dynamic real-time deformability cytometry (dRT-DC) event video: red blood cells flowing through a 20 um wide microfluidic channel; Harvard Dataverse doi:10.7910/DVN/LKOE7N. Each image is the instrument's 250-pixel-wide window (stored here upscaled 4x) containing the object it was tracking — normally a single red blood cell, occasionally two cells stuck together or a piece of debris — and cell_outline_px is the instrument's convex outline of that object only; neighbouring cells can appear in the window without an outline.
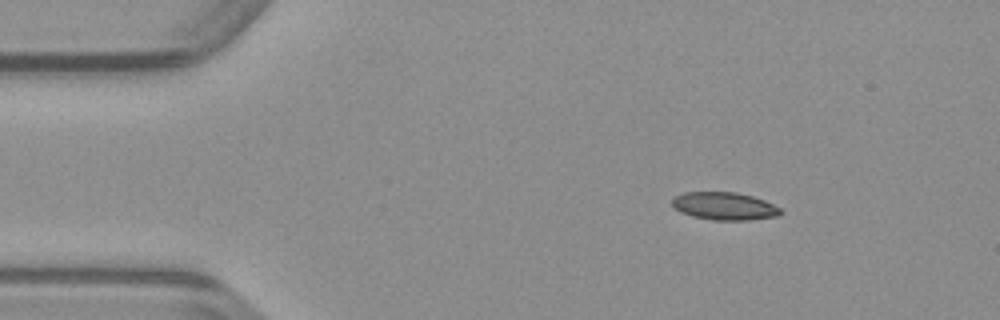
{"species": "common noctule bat (a hibernating species)", "species_latin": "Nyctalus noctula", "temperature_condition": "warm", "stored_images_in_passage": 43, "camera_frame_rate_fps": 3000, "um_per_image_px": 0.085, "animal": {"sex": "male", "body_mass_g": 23.1, "forearm_length_mm": 52.7}, "frame": {"image": 1, "passage_image": 1, "time_ms": 0.0, "image_size_px": [1000, 320], "cell_outline_px": [[780, 212], [776, 216], [748, 220], [712, 220], [692, 216], [680, 212], [672, 204], [672, 200], [676, 196], [684, 192], [736, 192], [752, 196], [764, 200], [780, 208]], "centroid_in_image_um": [61.54, 17.51], "position_along_channel_um": 23.5, "area_um2": 17.34}}
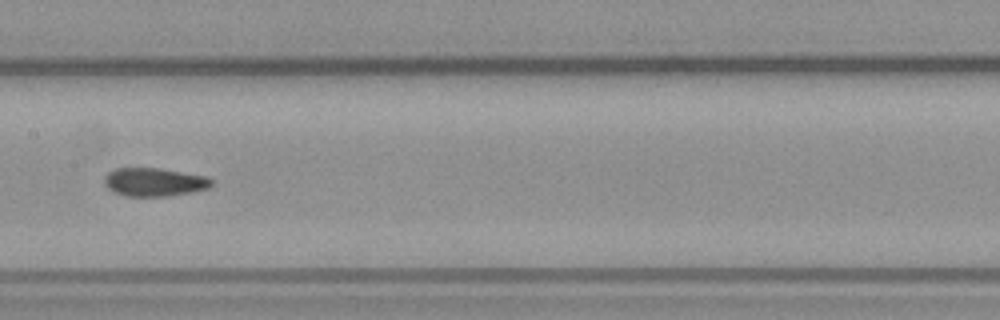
{"frame": {"image": 2, "passage_image": 18, "time_ms": 5.667, "image_size_px": [1000, 320], "cell_outline_px": [[212, 184], [208, 188], [168, 196], [128, 196], [116, 192], [108, 188], [104, 184], [104, 176], [108, 172], [116, 168], [160, 168], [208, 176], [212, 180]], "centroid_in_image_um": [13.11, 15.46], "position_along_channel_um": 194.3, "area_um2": 17.63}}
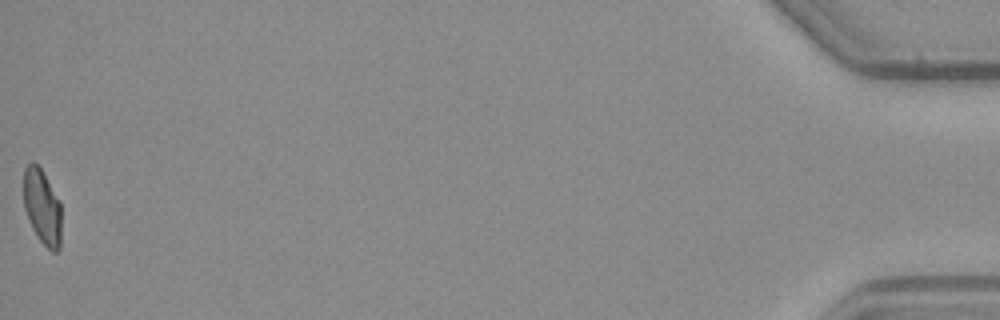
{"frame": {"image": 3, "passage_image": 43, "time_ms": 14.0, "image_size_px": [1000, 320], "cell_outline_px": [[60, 248], [56, 252], [52, 252], [40, 240], [32, 228], [24, 208], [24, 168], [32, 160], [40, 168], [60, 200]], "centroid_in_image_um": [3.58, 17.58], "position_along_channel_um": 431.6, "area_um2": 16.42}}